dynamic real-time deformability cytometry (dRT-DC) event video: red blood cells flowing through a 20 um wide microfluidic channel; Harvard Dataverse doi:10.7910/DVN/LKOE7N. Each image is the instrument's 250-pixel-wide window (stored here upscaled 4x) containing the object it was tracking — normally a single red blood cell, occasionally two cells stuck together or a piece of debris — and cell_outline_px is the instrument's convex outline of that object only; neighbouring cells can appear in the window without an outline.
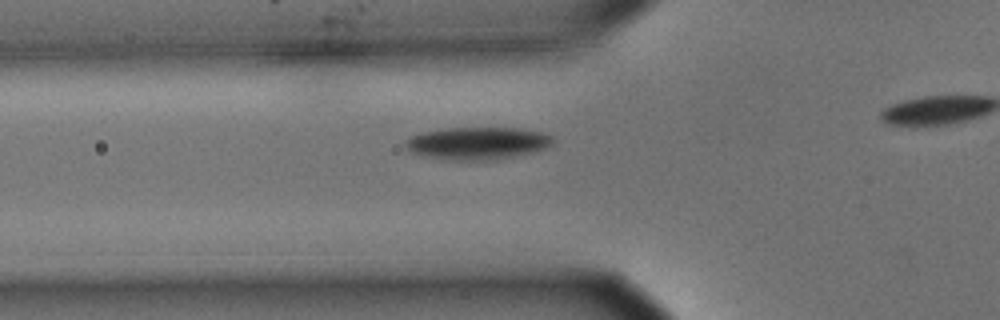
{"species": "common noctule bat (a hibernating species)", "species_latin": "Nyctalus noctula", "temperature_condition": "cold", "stored_images_in_passage": 20, "camera_frame_rate_fps": 3000, "um_per_image_px": 0.085, "animal": {"sex": "male", "body_mass_g": 15.6}, "frame": {"image": 1, "passage_image": 2, "time_ms": 0.333, "image_size_px": [1000, 320], "cell_outline_px": [[552, 144], [536, 152], [496, 160], [444, 160], [424, 156], [412, 152], [404, 148], [404, 140], [408, 136], [420, 132], [444, 128], [516, 128], [544, 132], [552, 136]], "centroid_in_image_um": [40.53, 12.18], "position_along_channel_um": 85.3, "area_um2": 28.38}}
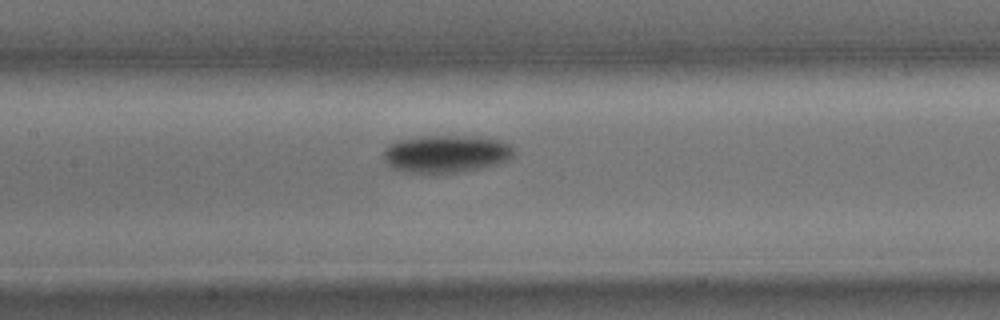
{"frame": {"image": 2, "passage_image": 9, "time_ms": 2.667, "image_size_px": [1000, 320], "cell_outline_px": [[512, 156], [508, 160], [496, 164], [456, 172], [404, 172], [392, 168], [384, 160], [384, 148], [388, 144], [396, 140], [420, 136], [484, 136], [500, 140], [512, 144]], "centroid_in_image_um": [37.89, 13.04], "position_along_channel_um": 169.5, "area_um2": 28.5}}
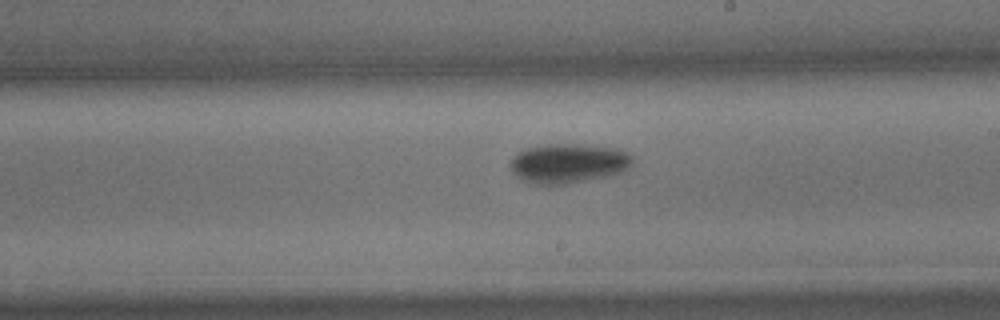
{"frame": {"image": 3, "passage_image": 15, "time_ms": 4.667, "image_size_px": [1000, 320], "cell_outline_px": [[632, 164], [628, 168], [620, 172], [608, 176], [568, 184], [532, 184], [520, 180], [508, 168], [508, 164], [516, 152], [528, 148], [552, 144], [580, 144], [616, 148], [628, 152], [632, 156]], "centroid_in_image_um": [48.26, 13.89], "position_along_channel_um": 240.7, "area_um2": 28.44}}